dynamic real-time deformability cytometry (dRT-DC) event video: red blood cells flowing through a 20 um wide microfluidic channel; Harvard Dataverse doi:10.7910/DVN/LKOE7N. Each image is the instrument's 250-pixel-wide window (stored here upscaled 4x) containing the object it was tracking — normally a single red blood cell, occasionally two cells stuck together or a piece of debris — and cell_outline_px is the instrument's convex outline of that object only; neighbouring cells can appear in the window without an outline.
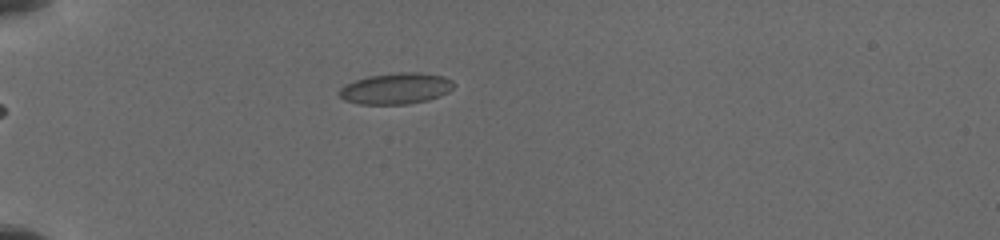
{"species": "common noctule bat (a hibernating species)", "species_latin": "Nyctalus noctula", "temperature_condition": "cold", "stored_images_in_passage": 22, "camera_frame_rate_fps": 3000, "um_per_image_px": 0.085, "animal": {"sex": "female", "body_mass_g": 19.5, "forearm_length_mm": 54.1}, "frame": {"image": 1, "passage_image": 1, "time_ms": 0.0, "image_size_px": [1000, 240], "cell_outline_px": [[452, 88], [448, 92], [440, 96], [428, 100], [408, 104], [360, 104], [344, 100], [336, 92], [344, 84], [368, 76], [400, 72], [420, 72], [444, 76], [452, 80]], "centroid_in_image_um": [33.63, 7.52], "position_along_channel_um": 51.4, "area_um2": 20.87}}
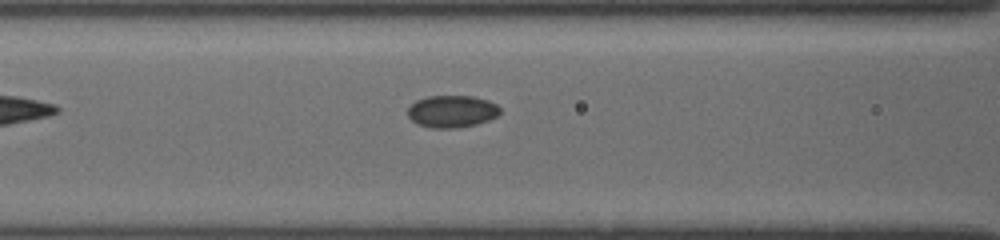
{"frame": {"image": 2, "passage_image": 8, "time_ms": 1.0, "image_size_px": [1000, 240], "cell_outline_px": [[500, 112], [496, 116], [488, 120], [476, 124], [456, 128], [432, 128], [416, 124], [408, 116], [408, 108], [416, 100], [428, 96], [472, 96], [488, 100], [496, 104], [500, 108]], "centroid_in_image_um": [38.4, 9.47], "position_along_channel_um": 128.2, "area_um2": 17.28}}
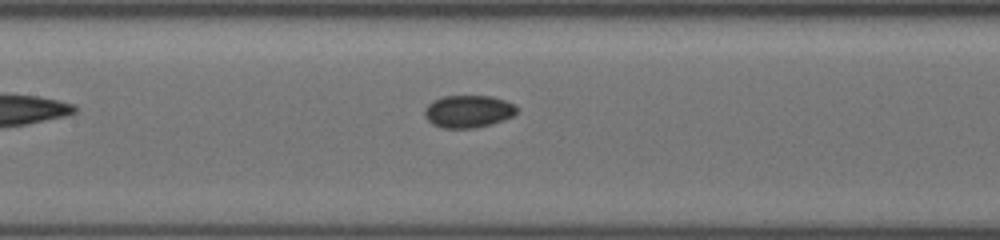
{"frame": {"image": 3, "passage_image": 17, "time_ms": 2.0, "image_size_px": [1000, 240], "cell_outline_px": [[520, 108], [512, 116], [504, 120], [492, 124], [476, 128], [444, 128], [432, 124], [424, 116], [424, 108], [432, 100], [444, 96], [492, 96], [516, 104]], "centroid_in_image_um": [39.81, 9.47], "position_along_channel_um": 167.6, "area_um2": 17.69}}